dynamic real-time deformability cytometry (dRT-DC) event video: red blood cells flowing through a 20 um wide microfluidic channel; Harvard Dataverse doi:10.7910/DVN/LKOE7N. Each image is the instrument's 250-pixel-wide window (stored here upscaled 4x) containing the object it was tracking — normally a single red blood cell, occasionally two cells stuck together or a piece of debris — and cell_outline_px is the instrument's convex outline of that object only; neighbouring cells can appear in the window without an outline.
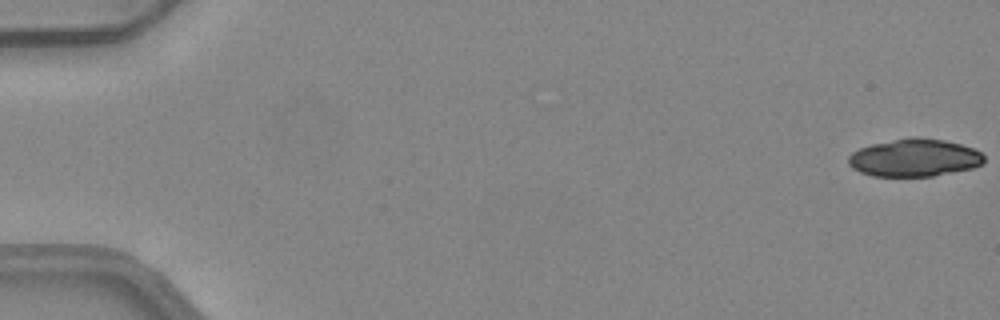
{"species": "common noctule bat (a hibernating species)", "species_latin": "Nyctalus noctula", "temperature_condition": "warm", "stored_images_in_passage": 21, "camera_frame_rate_fps": 3000, "um_per_image_px": 0.085, "animal": {"sex": "female", "body_mass_g": 24.6, "forearm_length_mm": 56.2}, "frame": {"image": 1, "passage_image": 1, "time_ms": 0.0, "image_size_px": [1000, 320], "cell_outline_px": [[984, 164], [972, 168], [932, 176], [872, 176], [860, 172], [852, 168], [848, 164], [848, 156], [852, 152], [860, 148], [872, 144], [912, 136], [920, 136], [944, 140], [960, 144], [972, 148], [980, 152], [984, 156]], "centroid_in_image_um": [77.71, 13.4], "position_along_channel_um": 7.3, "area_um2": 29.88}}